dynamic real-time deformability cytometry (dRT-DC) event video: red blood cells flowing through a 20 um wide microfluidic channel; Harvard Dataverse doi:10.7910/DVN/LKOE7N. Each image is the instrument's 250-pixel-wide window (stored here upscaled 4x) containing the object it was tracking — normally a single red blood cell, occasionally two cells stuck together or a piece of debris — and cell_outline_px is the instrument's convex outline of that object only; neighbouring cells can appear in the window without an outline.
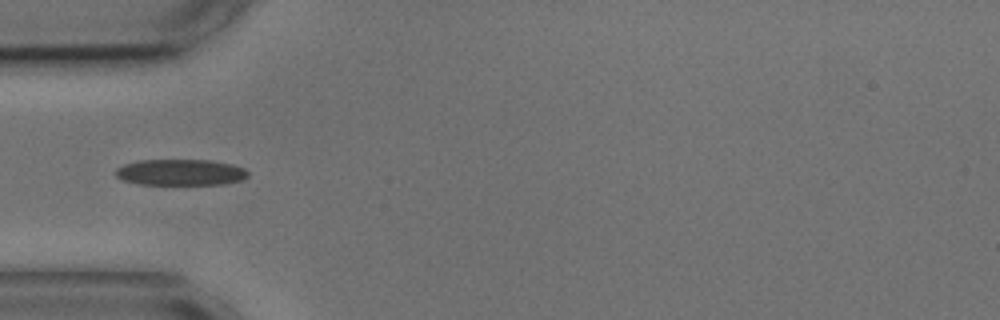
{"species": "common noctule bat (a hibernating species)", "species_latin": "Nyctalus noctula", "temperature_condition": "cold", "stored_images_in_passage": 4, "camera_frame_rate_fps": 3000, "um_per_image_px": 0.085, "animal": {"sex": "male", "body_mass_g": 17.9, "forearm_length_mm": 54.2}, "frame": {"image": 1, "passage_image": 2, "time_ms": 2.0, "image_size_px": [1000, 320], "cell_outline_px": [[248, 176], [240, 180], [224, 184], [140, 184], [124, 180], [116, 176], [116, 168], [124, 164], [140, 160], [208, 160], [232, 164], [244, 168], [248, 172]], "centroid_in_image_um": [15.35, 14.64], "position_along_channel_um": 69.7, "area_um2": 20.0}}